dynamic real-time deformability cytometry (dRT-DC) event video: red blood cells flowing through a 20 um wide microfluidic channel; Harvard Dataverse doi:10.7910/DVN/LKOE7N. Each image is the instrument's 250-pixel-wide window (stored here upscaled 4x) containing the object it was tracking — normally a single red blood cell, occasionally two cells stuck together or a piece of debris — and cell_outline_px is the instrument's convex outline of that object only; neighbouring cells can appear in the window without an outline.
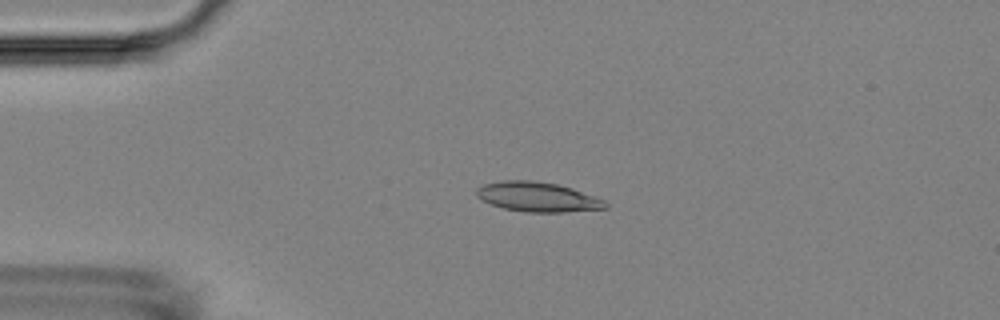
{"species": "Egyptian fruit bat (a non-hibernating species)", "species_latin": "Rousettus aegyptiacus", "temperature_condition": "room temperature", "stored_images_in_passage": 2, "camera_frame_rate_fps": 3000, "um_per_image_px": 0.085, "animal": {"sex": "female"}, "frame": {"image": 1, "passage_image": 1, "time_ms": 0.0, "image_size_px": [1000, 320], "cell_outline_px": [[608, 208], [564, 212], [524, 212], [504, 208], [492, 204], [476, 196], [476, 188], [484, 184], [504, 180], [532, 180], [556, 184], [572, 188], [604, 200], [608, 204]], "centroid_in_image_um": [45.7, 16.74], "position_along_channel_um": 39.3, "area_um2": 22.14}}